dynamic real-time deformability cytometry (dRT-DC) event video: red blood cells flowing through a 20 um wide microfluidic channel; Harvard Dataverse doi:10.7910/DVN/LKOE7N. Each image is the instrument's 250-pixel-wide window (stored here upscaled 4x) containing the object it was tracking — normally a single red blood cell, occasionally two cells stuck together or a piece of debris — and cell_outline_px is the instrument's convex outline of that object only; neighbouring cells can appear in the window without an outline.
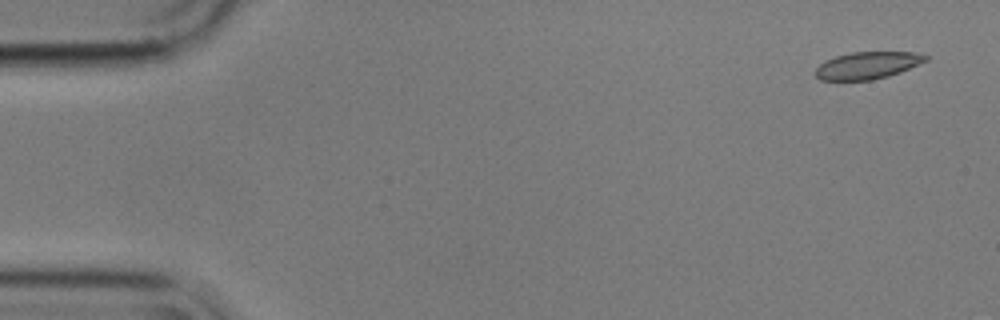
{"species": "common noctule bat (a hibernating species)", "species_latin": "Nyctalus noctula", "temperature_condition": "cold", "stored_images_in_passage": 7, "camera_frame_rate_fps": 3000, "um_per_image_px": 0.085, "animal": {"sex": "male", "body_mass_g": 17.9}, "frame": {"image": 1, "passage_image": 1, "time_ms": 0.0, "image_size_px": [1000, 320], "cell_outline_px": [[928, 60], [900, 72], [888, 76], [872, 80], [820, 80], [816, 76], [816, 68], [820, 64], [836, 56], [852, 52], [916, 52], [928, 56]], "centroid_in_image_um": [73.76, 5.56], "position_along_channel_um": 11.2, "area_um2": 17.28}}
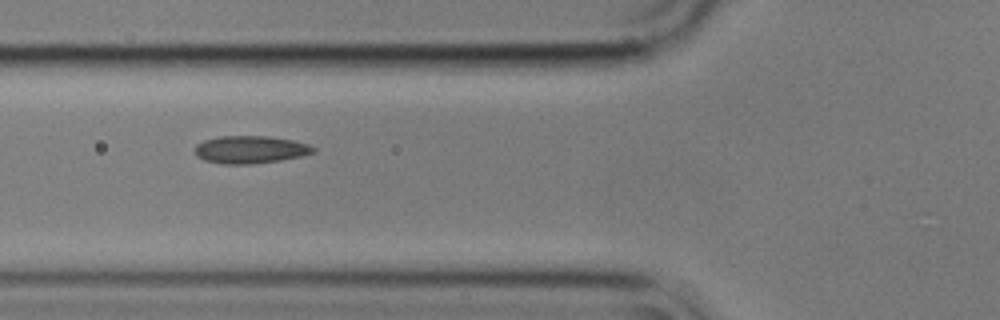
{"frame": {"image": 2, "passage_image": 6, "time_ms": 1.667, "image_size_px": [1000, 320], "cell_outline_px": [[316, 152], [300, 156], [280, 160], [252, 164], [220, 164], [204, 160], [196, 156], [196, 144], [204, 140], [220, 136], [268, 136], [292, 140], [308, 144], [316, 148]], "centroid_in_image_um": [21.27, 12.72], "position_along_channel_um": 104.5, "area_um2": 19.07}}
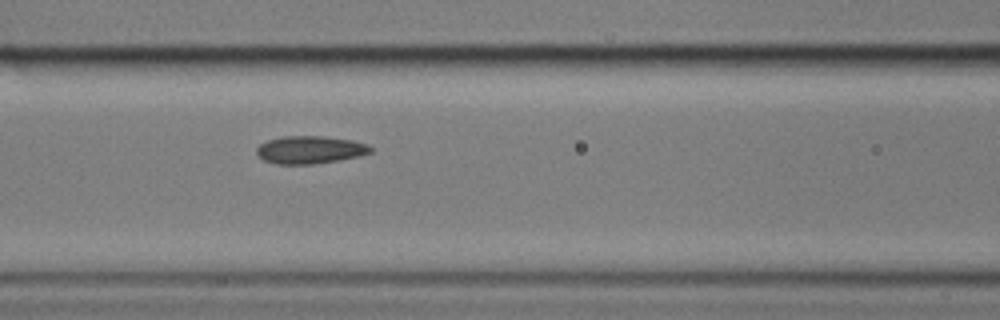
{"frame": {"image": 3, "passage_image": 7, "time_ms": 2.0, "image_size_px": [1000, 320], "cell_outline_px": [[372, 152], [360, 156], [340, 160], [312, 164], [276, 164], [264, 160], [256, 152], [256, 148], [260, 144], [268, 140], [284, 136], [324, 136], [352, 140], [368, 144], [372, 148]], "centroid_in_image_um": [26.38, 12.73], "position_along_channel_um": 140.2, "area_um2": 18.44}}